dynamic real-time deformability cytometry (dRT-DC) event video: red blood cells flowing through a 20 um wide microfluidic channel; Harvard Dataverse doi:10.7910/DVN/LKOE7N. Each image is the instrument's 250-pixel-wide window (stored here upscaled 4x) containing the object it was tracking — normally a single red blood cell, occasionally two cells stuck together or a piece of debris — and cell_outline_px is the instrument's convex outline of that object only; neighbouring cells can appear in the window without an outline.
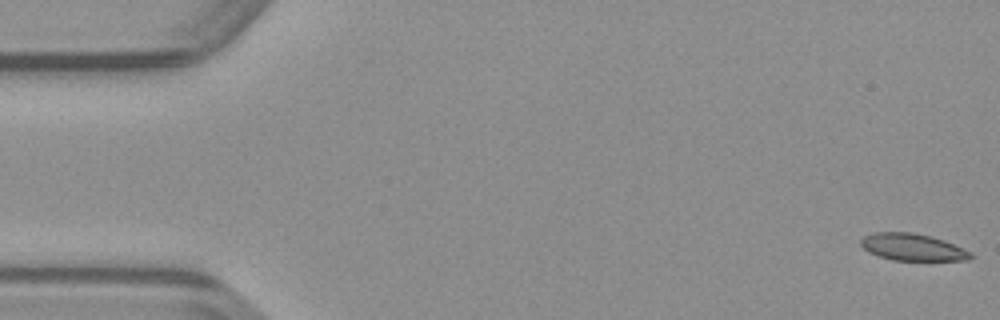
{"species": "common noctule bat (a hibernating species)", "species_latin": "Nyctalus noctula", "temperature_condition": "warm", "stored_images_in_passage": 49, "camera_frame_rate_fps": 3000, "um_per_image_px": 0.085, "animal": {"sex": "male", "body_mass_g": 23.1, "forearm_length_mm": 52.7}, "frame": {"image": 1, "passage_image": 1, "time_ms": 0.0, "image_size_px": [1000, 320], "cell_outline_px": [[972, 256], [968, 260], [892, 260], [868, 252], [860, 244], [860, 240], [864, 236], [872, 232], [912, 232], [932, 236], [944, 240], [972, 252]], "centroid_in_image_um": [77.55, 21.0], "position_along_channel_um": 7.5, "area_um2": 17.28}}
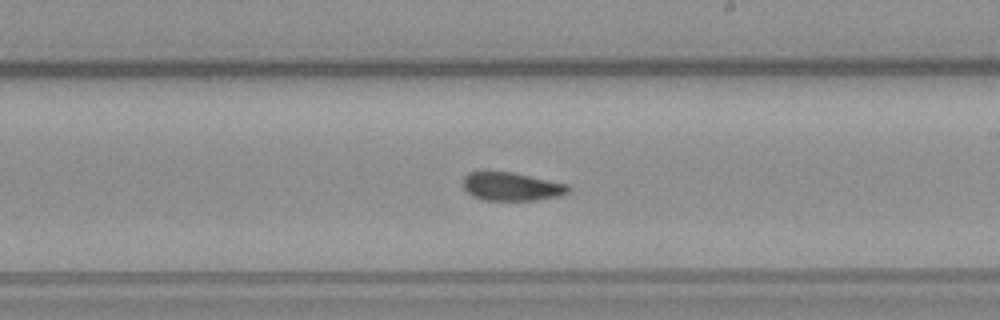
{"frame": {"image": 2, "passage_image": 28, "time_ms": 9.0, "image_size_px": [1000, 320], "cell_outline_px": [[572, 188], [568, 192], [560, 196], [536, 200], [484, 200], [472, 196], [464, 188], [464, 176], [468, 172], [484, 168], [512, 172], [568, 184]], "centroid_in_image_um": [43.44, 15.81], "position_along_channel_um": 245.6, "area_um2": 17.98}}
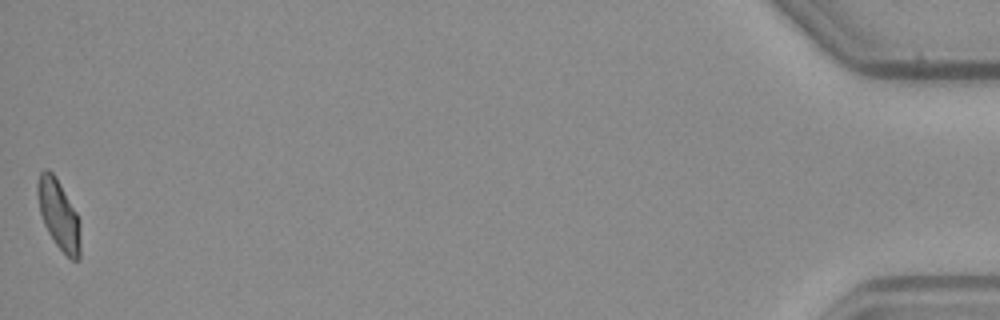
{"frame": {"image": 3, "passage_image": 49, "time_ms": 16.0, "image_size_px": [1000, 320], "cell_outline_px": [[80, 260], [72, 260], [56, 244], [48, 232], [44, 224], [40, 212], [36, 192], [36, 184], [40, 172], [44, 168], [48, 168], [56, 176], [76, 212], [80, 220]], "centroid_in_image_um": [4.98, 18.21], "position_along_channel_um": 430.2, "area_um2": 17.51}}